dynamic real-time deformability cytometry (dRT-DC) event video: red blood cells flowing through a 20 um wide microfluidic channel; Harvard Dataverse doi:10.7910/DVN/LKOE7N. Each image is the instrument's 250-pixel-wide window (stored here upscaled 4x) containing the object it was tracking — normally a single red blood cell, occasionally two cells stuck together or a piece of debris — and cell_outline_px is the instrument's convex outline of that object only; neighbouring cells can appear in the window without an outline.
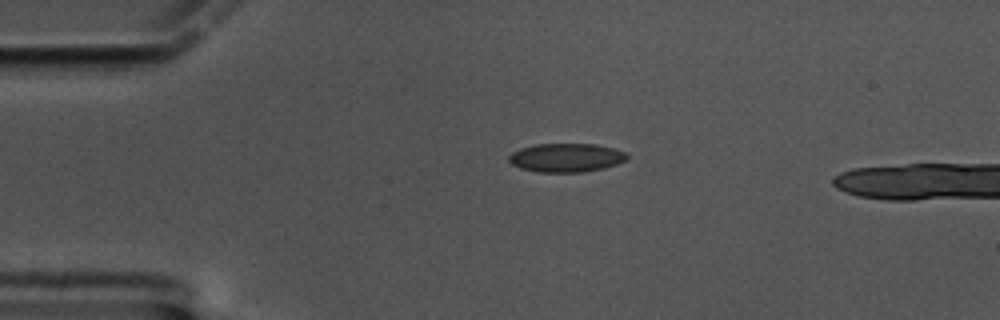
{"species": "common noctule bat (a hibernating species)", "species_latin": "Nyctalus noctula", "temperature_condition": "cold", "stored_images_in_passage": 17, "camera_frame_rate_fps": 3000, "um_per_image_px": 0.085, "animal": {"sex": "male", "body_mass_g": 17.5, "forearm_length_mm": 52.3}, "frame": {"image": 1, "passage_image": 12, "time_ms": 3.667, "image_size_px": [1000, 320], "cell_outline_px": [[628, 160], [604, 168], [584, 172], [540, 172], [520, 168], [512, 164], [508, 160], [508, 156], [512, 152], [520, 148], [536, 144], [596, 144], [612, 148], [624, 152], [628, 156]], "centroid_in_image_um": [48.12, 13.4], "position_along_channel_um": 36.9, "area_um2": 19.77}}